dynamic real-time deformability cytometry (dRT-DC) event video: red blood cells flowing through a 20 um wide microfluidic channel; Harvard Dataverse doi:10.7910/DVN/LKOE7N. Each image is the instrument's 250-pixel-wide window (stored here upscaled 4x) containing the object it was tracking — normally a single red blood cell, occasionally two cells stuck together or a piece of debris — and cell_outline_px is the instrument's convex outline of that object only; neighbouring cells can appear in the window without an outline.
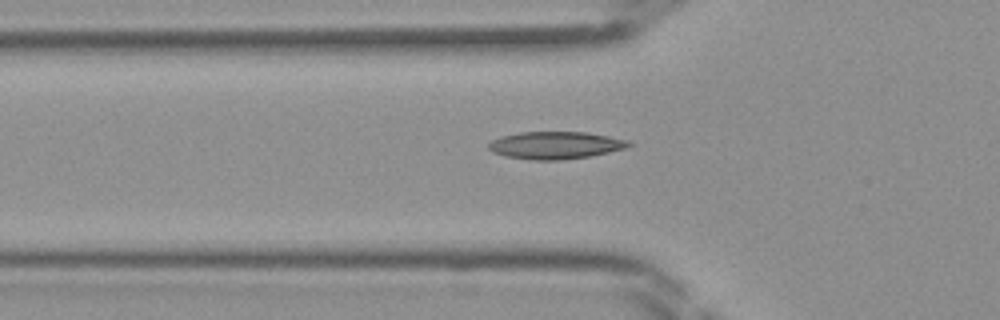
{"species": "Egyptian fruit bat (a non-hibernating species)", "species_latin": "Rousettus aegyptiacus", "temperature_condition": "room temperature", "stored_images_in_passage": 31, "camera_frame_rate_fps": 3000, "um_per_image_px": 0.085, "frame": {"image": 1, "passage_image": 4, "time_ms": 1.0, "image_size_px": [1000, 320], "cell_outline_px": [[636, 144], [624, 148], [592, 156], [560, 160], [532, 160], [504, 156], [492, 152], [488, 148], [488, 144], [492, 140], [500, 136], [520, 132], [588, 132], [632, 140]], "centroid_in_image_um": [47.25, 12.34], "position_along_channel_um": 78.6, "area_um2": 22.72}}
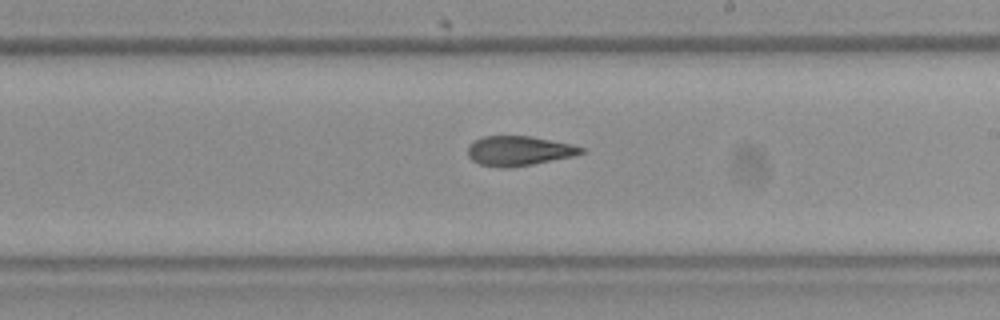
{"frame": {"image": 2, "passage_image": 15, "time_ms": 4.667, "image_size_px": [1000, 320], "cell_outline_px": [[588, 152], [576, 156], [512, 168], [500, 168], [480, 164], [472, 160], [468, 156], [468, 144], [484, 136], [532, 136], [572, 144], [584, 148]], "centroid_in_image_um": [44.15, 12.83], "position_along_channel_um": 244.8, "area_um2": 19.94}}
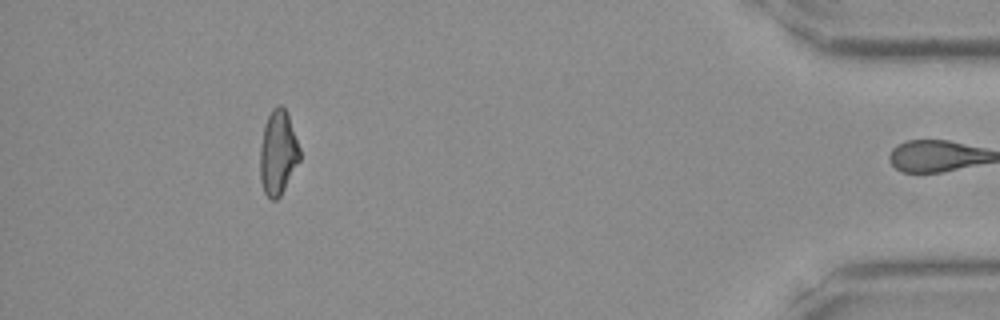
{"frame": {"image": 3, "passage_image": 30, "time_ms": 9.667, "image_size_px": [1000, 320], "cell_outline_px": [[300, 160], [280, 196], [276, 200], [272, 200], [264, 192], [260, 180], [260, 148], [264, 124], [272, 108], [276, 104], [280, 104], [284, 108], [288, 116], [300, 148]], "centroid_in_image_um": [23.62, 12.97], "position_along_channel_um": 411.6, "area_um2": 19.48}}